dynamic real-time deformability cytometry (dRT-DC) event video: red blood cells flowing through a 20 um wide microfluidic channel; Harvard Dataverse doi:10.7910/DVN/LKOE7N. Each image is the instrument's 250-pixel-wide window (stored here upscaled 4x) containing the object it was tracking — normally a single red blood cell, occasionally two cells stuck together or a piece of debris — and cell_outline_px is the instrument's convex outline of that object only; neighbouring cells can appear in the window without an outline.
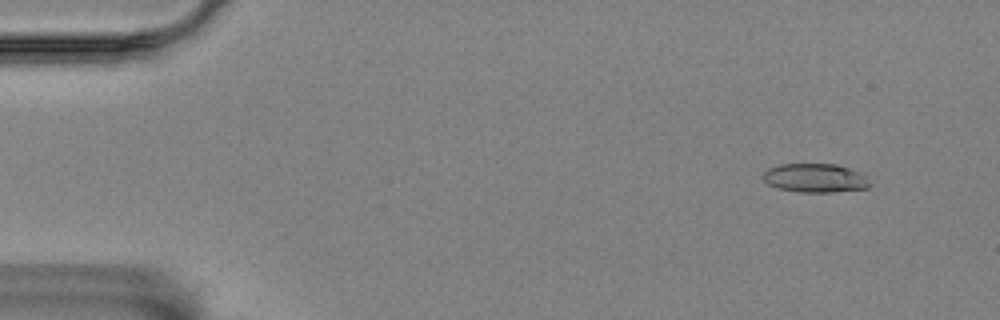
{"species": "Egyptian fruit bat (a non-hibernating species)", "species_latin": "Rousettus aegyptiacus", "temperature_condition": "room temperature", "stored_images_in_passage": 5, "camera_frame_rate_fps": 3000, "um_per_image_px": 0.085, "animal": {"sex": "female"}, "frame": {"image": 1, "passage_image": 2, "time_ms": 0.333, "image_size_px": [1000, 320], "cell_outline_px": [[868, 188], [832, 192], [800, 192], [776, 188], [768, 184], [760, 176], [768, 168], [780, 164], [836, 164], [860, 172], [864, 176], [868, 184]], "centroid_in_image_um": [69.21, 15.13], "position_along_channel_um": 15.8, "area_um2": 17.86}}